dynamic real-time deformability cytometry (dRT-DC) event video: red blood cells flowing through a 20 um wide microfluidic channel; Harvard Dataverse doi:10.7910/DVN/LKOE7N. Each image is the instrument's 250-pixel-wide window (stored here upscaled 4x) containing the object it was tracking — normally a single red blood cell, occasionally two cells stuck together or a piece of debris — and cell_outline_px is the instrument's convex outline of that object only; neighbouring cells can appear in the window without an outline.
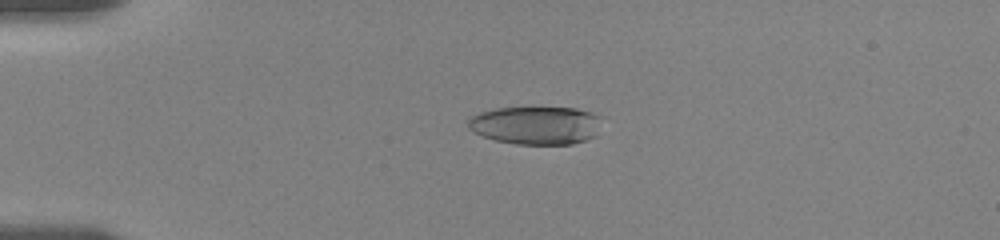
{"species": "human", "species_latin": "Homo sapiens", "temperature_condition": "room temperature", "stored_images_in_passage": 51, "camera_frame_rate_fps": 3000, "um_per_image_px": 0.085, "donor": {"sex": "female"}, "frame": {"image": 1, "passage_image": 8, "time_ms": 4.0, "image_size_px": [1000, 240], "cell_outline_px": [[600, 116], [596, 136], [572, 144], [516, 144], [496, 140], [472, 132], [468, 128], [468, 120], [472, 116], [480, 112], [496, 108], [576, 108], [592, 112]], "centroid_in_image_um": [45.54, 10.65], "position_along_channel_um": 39.5, "area_um2": 29.59}}
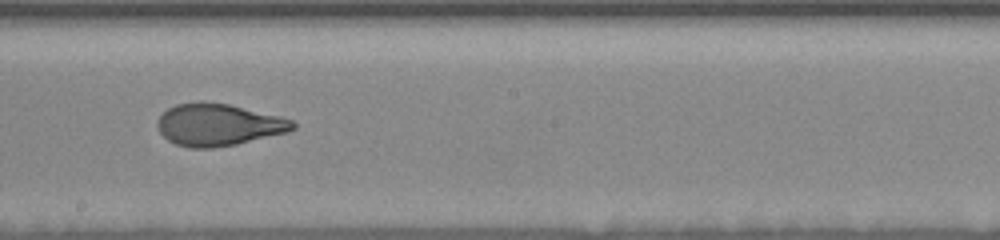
{"frame": {"image": 2, "passage_image": 22, "time_ms": 10.333, "image_size_px": [1000, 240], "cell_outline_px": [[296, 128], [288, 132], [236, 144], [212, 148], [188, 148], [176, 144], [168, 140], [160, 132], [156, 124], [156, 120], [168, 108], [176, 104], [200, 100], [204, 100], [228, 104], [280, 116], [292, 120], [296, 124]], "centroid_in_image_um": [18.54, 10.59], "position_along_channel_um": 229.7, "area_um2": 33.41}}
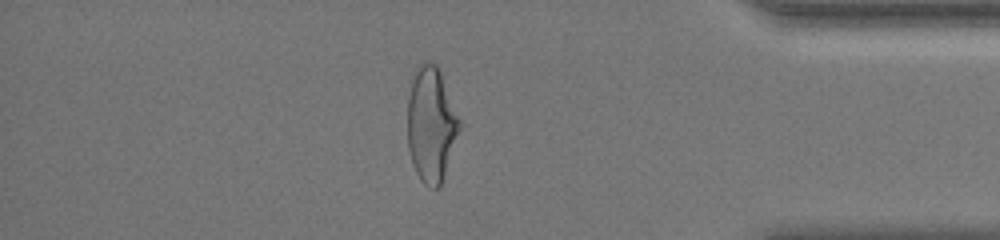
{"frame": {"image": 3, "passage_image": 43, "time_ms": 15.667, "image_size_px": [1000, 240], "cell_outline_px": [[460, 128], [440, 184], [436, 188], [432, 188], [424, 184], [420, 180], [412, 164], [408, 148], [408, 96], [412, 72], [424, 60], [428, 60], [436, 64], [440, 72], [460, 120]], "centroid_in_image_um": [36.61, 10.52], "position_along_channel_um": 398.6, "area_um2": 34.51}, "authors_computed_cell_mechanics": {"area_um2": 33.5818, "velocity_mm_per_s": 3.6234, "shape_relaxation_time_tau1_ms": 6.9425, "shape_relaxation_time_tau2_ms": 1.0106, "deformation_change_tau1": 0.2377, "deformation_change_tau2": 0.0793}}